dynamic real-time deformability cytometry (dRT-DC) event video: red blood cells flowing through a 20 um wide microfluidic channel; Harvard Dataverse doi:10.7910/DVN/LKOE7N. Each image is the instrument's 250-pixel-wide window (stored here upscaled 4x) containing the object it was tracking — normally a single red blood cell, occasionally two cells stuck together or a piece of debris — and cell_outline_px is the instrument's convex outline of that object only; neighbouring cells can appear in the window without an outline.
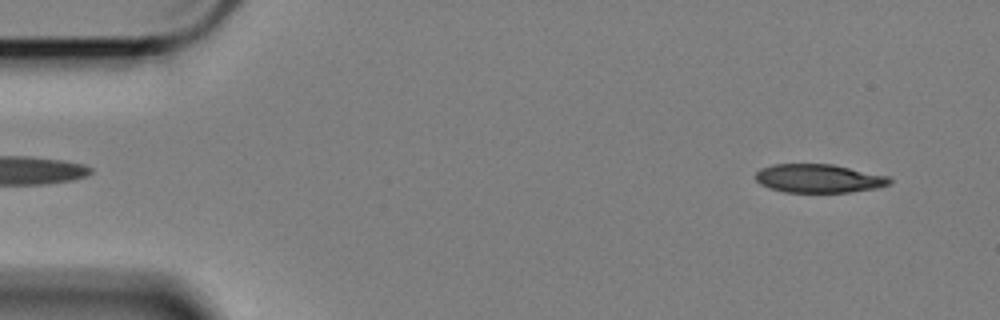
{"species": "Egyptian fruit bat (a non-hibernating species)", "species_latin": "Rousettus aegyptiacus", "temperature_condition": "cold", "stored_images_in_passage": 57, "camera_frame_rate_fps": 3000, "um_per_image_px": 0.085, "animal": {"sex": "female"}, "frame": {"image": 1, "passage_image": 3, "time_ms": 0.667, "image_size_px": [1000, 320], "cell_outline_px": [[892, 184], [880, 188], [848, 192], [784, 192], [768, 188], [760, 184], [756, 180], [756, 172], [760, 168], [772, 164], [832, 164], [892, 176]], "centroid_in_image_um": [69.65, 15.16], "position_along_channel_um": 15.4, "area_um2": 22.72}}
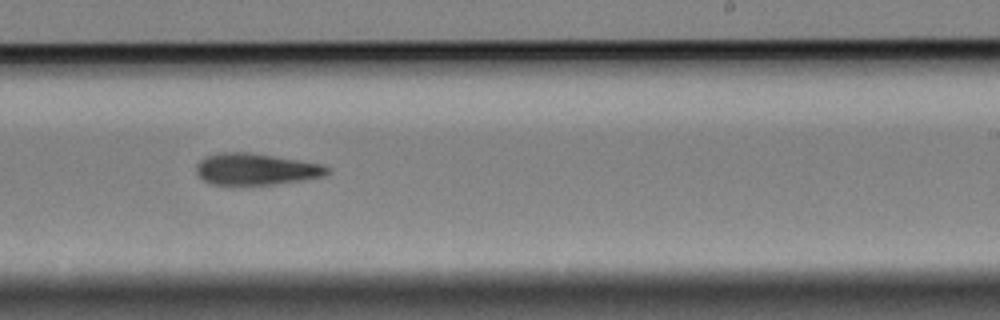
{"frame": {"image": 2, "passage_image": 34, "time_ms": 11.0, "image_size_px": [1000, 320], "cell_outline_px": [[332, 172], [324, 176], [276, 184], [212, 184], [204, 180], [196, 172], [196, 164], [200, 160], [208, 156], [220, 152], [244, 152], [272, 156], [324, 164], [332, 168]], "centroid_in_image_um": [21.8, 14.37], "position_along_channel_um": 267.2, "area_um2": 23.87}}
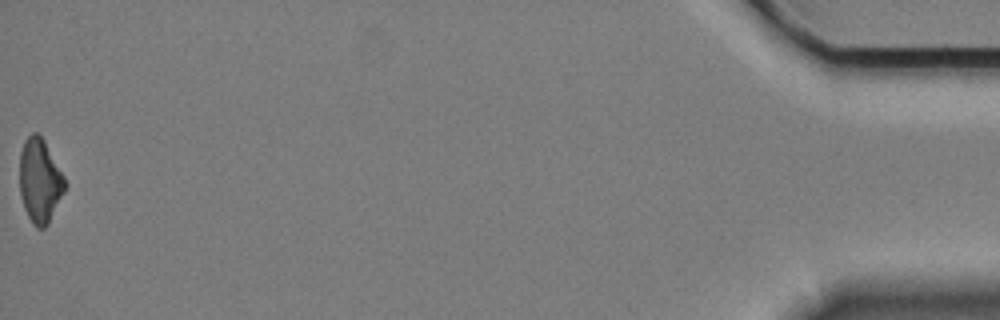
{"frame": {"image": 3, "passage_image": 57, "time_ms": 18.667, "image_size_px": [1000, 320], "cell_outline_px": [[68, 184], [48, 224], [44, 228], [36, 228], [32, 224], [24, 208], [20, 192], [20, 152], [24, 140], [32, 132], [36, 132], [44, 140], [64, 176]], "centroid_in_image_um": [3.39, 15.37], "position_along_channel_um": 431.8, "area_um2": 22.2}, "authors_computed_cell_mechanics": {"area_um2": 23.987, "velocity_mm_per_s": 3.4066, "shape_relaxation_time_tau1_ms": null, "shape_relaxation_time_tau2_ms": 6.2059, "deformation_change_tau1": null, "deformation_change_tau2": 0.1663}}